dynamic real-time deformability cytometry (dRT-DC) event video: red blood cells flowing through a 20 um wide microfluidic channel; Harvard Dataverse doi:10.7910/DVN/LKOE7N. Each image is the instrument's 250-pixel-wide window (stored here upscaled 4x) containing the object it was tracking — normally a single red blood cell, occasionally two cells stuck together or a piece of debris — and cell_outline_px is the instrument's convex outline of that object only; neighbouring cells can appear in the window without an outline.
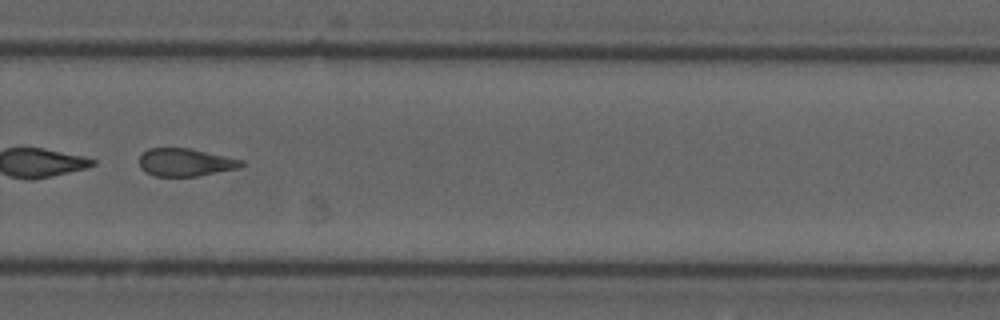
{"species": "common noctule bat (a hibernating species)", "species_latin": "Nyctalus noctula", "temperature_condition": "cold", "stored_images_in_passage": 40, "camera_frame_rate_fps": 3000, "um_per_image_px": 0.085, "animal": {"sex": "male", "forearm_length_mm": 52.5}, "frame": {"image": 1, "passage_image": 23, "time_ms": 7.333, "image_size_px": [1000, 320], "cell_outline_px": [[244, 164], [240, 168], [196, 176], [152, 176], [144, 172], [140, 168], [140, 156], [148, 148], [188, 148], [244, 160]], "centroid_in_image_um": [15.74, 13.8], "position_along_channel_um": 314.1, "area_um2": 16.53}, "authors_computed_cell_mechanics": {"area_um2": 17.7157, "velocity_mm_per_s": 3.7087, "shape_relaxation_time_tau1_ms": 1.3559, "shape_relaxation_time_tau2_ms": 5.3877, "deformation_change_tau1": 0.2508, "deformation_change_tau2": 0.1481}}